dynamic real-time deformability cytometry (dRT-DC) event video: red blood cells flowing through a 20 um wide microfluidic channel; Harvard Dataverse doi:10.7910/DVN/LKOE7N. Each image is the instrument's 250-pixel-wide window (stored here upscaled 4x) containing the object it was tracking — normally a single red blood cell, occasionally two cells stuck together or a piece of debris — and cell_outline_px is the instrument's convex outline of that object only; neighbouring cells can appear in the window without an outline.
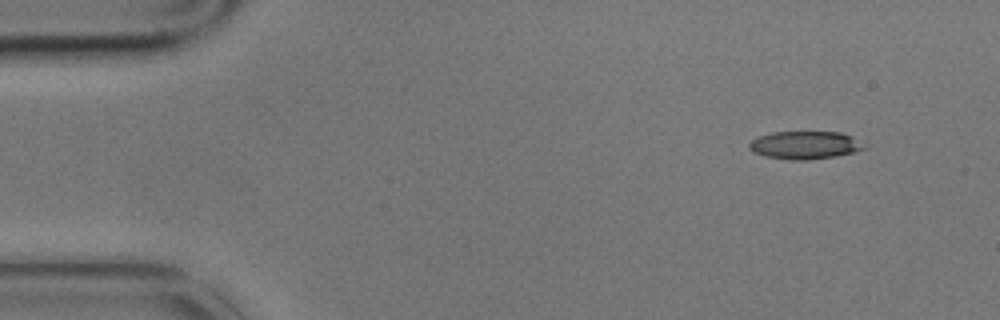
{"species": "common noctule bat (a hibernating species)", "species_latin": "Nyctalus noctula", "temperature_condition": "cold", "stored_images_in_passage": 4, "camera_frame_rate_fps": 3000, "um_per_image_px": 0.085, "animal": {"sex": "male", "body_mass_g": 17.9}, "frame": {"image": 1, "passage_image": 1, "time_ms": 0.0, "image_size_px": [1000, 320], "cell_outline_px": [[868, 148], [836, 156], [808, 160], [788, 160], [764, 156], [752, 152], [748, 148], [748, 144], [752, 140], [760, 136], [772, 132], [840, 132], [852, 136], [868, 144]], "centroid_in_image_um": [68.45, 12.34], "position_along_channel_um": 16.6, "area_um2": 18.96}}
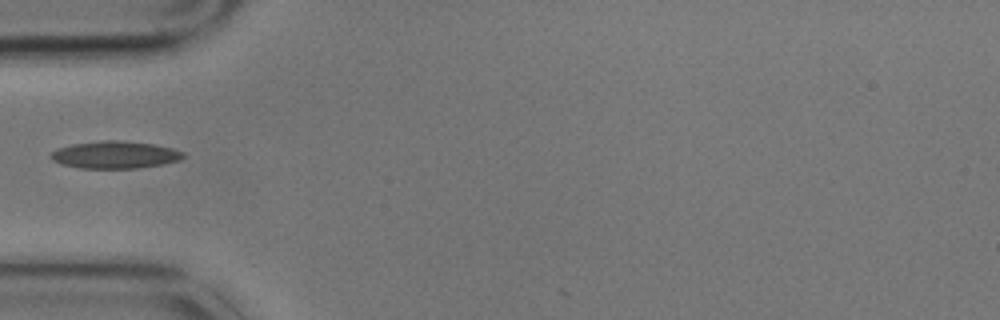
{"frame": {"image": 2, "passage_image": 4, "time_ms": 1.0, "image_size_px": [1000, 320], "cell_outline_px": [[184, 156], [180, 160], [160, 164], [136, 168], [80, 168], [60, 164], [52, 160], [48, 156], [52, 152], [60, 148], [72, 144], [104, 140], [124, 140], [152, 144], [172, 148], [184, 152]], "centroid_in_image_um": [9.75, 13.15], "position_along_channel_um": 75.3, "area_um2": 20.98}}